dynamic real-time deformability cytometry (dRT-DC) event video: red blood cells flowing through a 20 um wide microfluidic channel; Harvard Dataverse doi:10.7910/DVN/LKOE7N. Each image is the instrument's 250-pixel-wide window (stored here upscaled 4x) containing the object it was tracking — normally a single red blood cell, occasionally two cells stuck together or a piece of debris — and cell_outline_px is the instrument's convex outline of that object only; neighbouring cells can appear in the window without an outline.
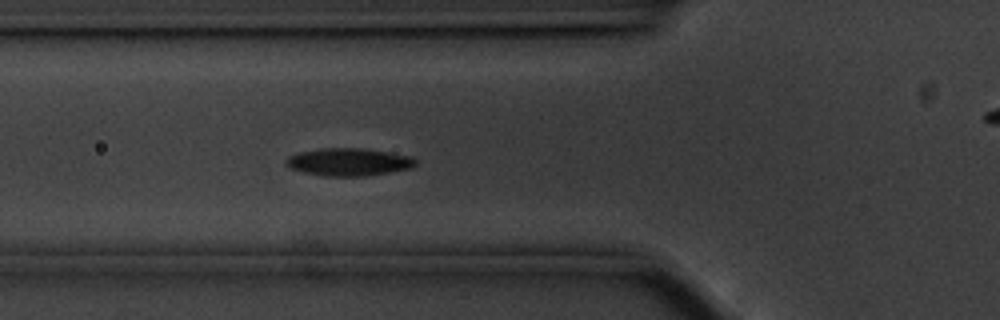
{"species": "common noctule bat (a hibernating species)", "species_latin": "Nyctalus noctula", "temperature_condition": "cold", "stored_images_in_passage": 50, "camera_frame_rate_fps": 3000, "um_per_image_px": 0.085, "animal": {"sex": "male", "body_mass_g": 20.1, "forearm_length_mm": 53.5}, "frame": {"image": 1, "passage_image": 18, "time_ms": 5.667, "image_size_px": [1000, 320], "cell_outline_px": [[416, 164], [412, 168], [364, 176], [324, 176], [304, 172], [292, 168], [284, 164], [284, 160], [288, 156], [300, 152], [320, 148], [364, 148], [412, 156], [416, 160]], "centroid_in_image_um": [29.63, 13.76], "position_along_channel_um": 96.2, "area_um2": 20.87}}
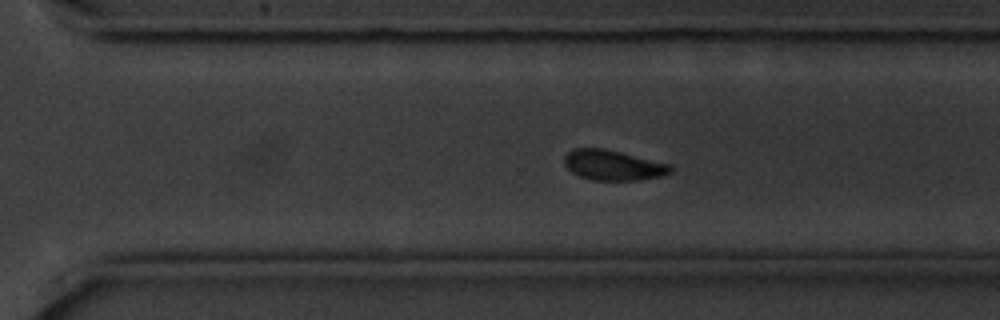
{"frame": {"image": 2, "passage_image": 37, "time_ms": 12.0, "image_size_px": [1000, 320], "cell_outline_px": [[672, 172], [660, 176], [636, 180], [592, 180], [580, 176], [572, 172], [564, 164], [564, 156], [568, 152], [576, 148], [604, 148], [672, 164]], "centroid_in_image_um": [52.12, 14.03], "position_along_channel_um": 318.5, "area_um2": 18.67}}
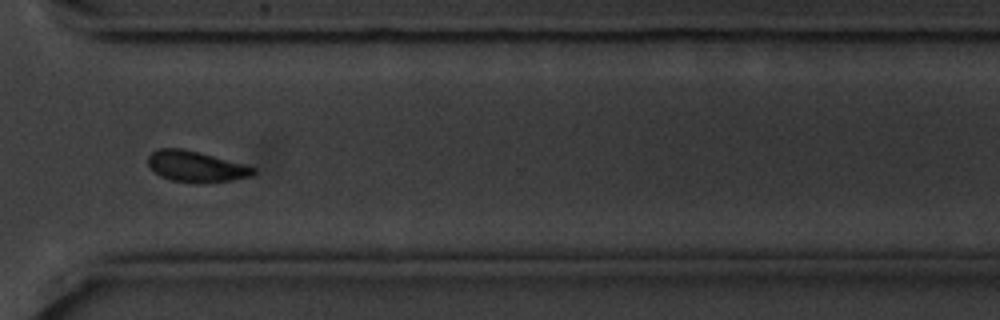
{"frame": {"image": 3, "passage_image": 40, "time_ms": 13.0, "image_size_px": [1000, 320], "cell_outline_px": [[256, 172], [252, 176], [232, 180], [172, 180], [160, 176], [148, 164], [148, 156], [152, 152], [160, 148], [180, 148], [200, 152], [244, 164], [256, 168]], "centroid_in_image_um": [16.66, 14.1], "position_along_channel_um": 353.9, "area_um2": 18.15}}